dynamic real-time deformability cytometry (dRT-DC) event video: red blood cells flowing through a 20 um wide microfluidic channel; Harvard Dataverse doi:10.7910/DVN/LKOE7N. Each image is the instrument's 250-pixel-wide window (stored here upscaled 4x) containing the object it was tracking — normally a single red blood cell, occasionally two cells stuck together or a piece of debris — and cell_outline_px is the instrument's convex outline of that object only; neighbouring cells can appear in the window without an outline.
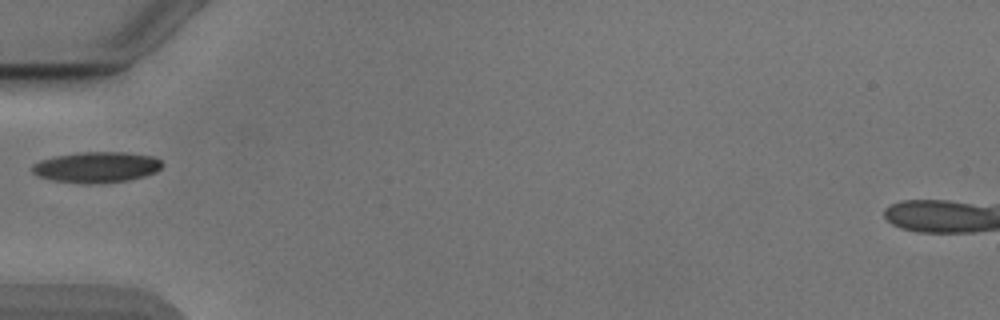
{"species": "Egyptian fruit bat (a non-hibernating species)", "species_latin": "Rousettus aegyptiacus", "temperature_condition": "cold", "stored_images_in_passage": 24, "camera_frame_rate_fps": 3000, "um_per_image_px": 0.085, "animal": {"sex": "male"}, "frame": {"image": 1, "passage_image": 1, "time_ms": 0.0, "image_size_px": [1000, 320], "cell_outline_px": [[164, 164], [156, 172], [144, 176], [128, 180], [88, 184], [84, 184], [56, 180], [40, 176], [32, 172], [32, 164], [40, 160], [56, 156], [80, 152], [124, 152], [152, 156], [160, 160]], "centroid_in_image_um": [8.22, 14.2], "position_along_channel_um": 76.8, "area_um2": 23.12}}
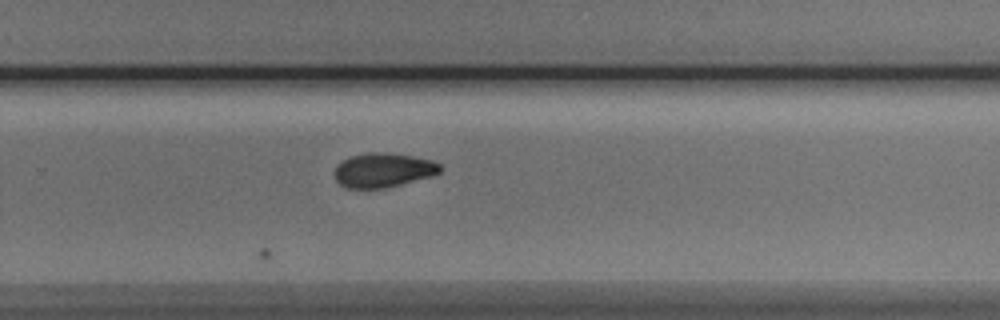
{"frame": {"image": 2, "passage_image": 18, "time_ms": 5.667, "image_size_px": [1000, 320], "cell_outline_px": [[440, 172], [432, 176], [384, 188], [344, 188], [336, 180], [336, 164], [348, 156], [368, 152], [384, 152], [412, 156], [432, 160], [440, 164]], "centroid_in_image_um": [32.55, 14.45], "position_along_channel_um": 297.3, "area_um2": 21.1}}
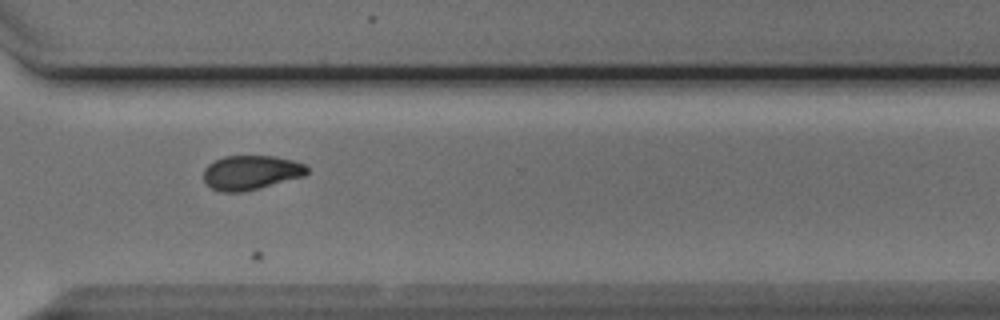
{"frame": {"image": 3, "passage_image": 22, "time_ms": 7.0, "image_size_px": [1000, 320], "cell_outline_px": [[308, 172], [304, 176], [240, 192], [220, 192], [212, 188], [204, 180], [204, 168], [208, 164], [224, 156], [276, 156], [292, 160], [304, 164], [308, 168]], "centroid_in_image_um": [21.32, 14.65], "position_along_channel_um": 349.3, "area_um2": 20.46}}